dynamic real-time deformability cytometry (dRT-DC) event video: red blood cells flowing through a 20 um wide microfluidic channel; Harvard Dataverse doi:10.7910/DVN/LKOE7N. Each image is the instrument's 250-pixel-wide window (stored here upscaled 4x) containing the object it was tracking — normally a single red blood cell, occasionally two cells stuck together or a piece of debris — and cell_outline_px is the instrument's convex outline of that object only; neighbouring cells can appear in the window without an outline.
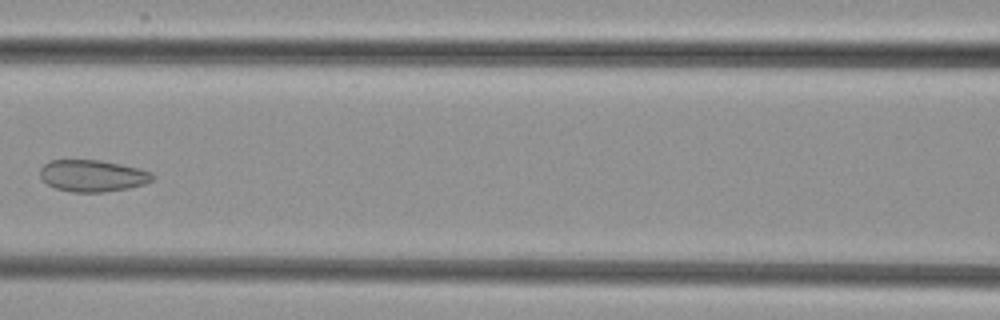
{"species": "common noctule bat (a hibernating species)", "species_latin": "Nyctalus noctula", "temperature_condition": "cold", "stored_images_in_passage": 7, "camera_frame_rate_fps": 3000, "um_per_image_px": 0.085, "animal": {"sex": "female", "body_mass_g": 29.2, "forearm_length_mm": 56.3}, "frame": {"image": 1, "passage_image": 6, "time_ms": 7.0, "image_size_px": [1000, 320], "cell_outline_px": [[156, 176], [152, 180], [144, 184], [128, 188], [104, 192], [72, 192], [56, 188], [48, 184], [40, 176], [40, 168], [44, 164], [52, 160], [100, 160], [140, 168], [152, 172]], "centroid_in_image_um": [7.9, 14.93], "position_along_channel_um": 158.7, "area_um2": 20.81}}
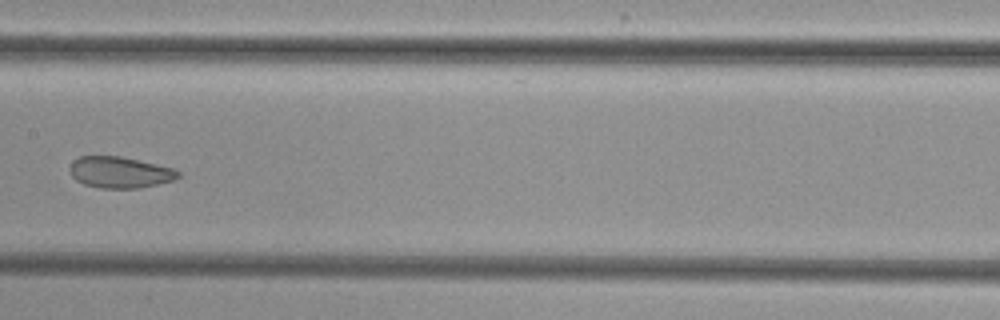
{"frame": {"image": 2, "passage_image": 7, "time_ms": 8.0, "image_size_px": [1000, 320], "cell_outline_px": [[180, 176], [172, 180], [156, 184], [136, 188], [100, 188], [84, 184], [76, 180], [68, 172], [68, 168], [72, 160], [80, 156], [120, 156], [156, 164], [172, 168], [180, 172]], "centroid_in_image_um": [10.12, 14.64], "position_along_channel_um": 197.3, "area_um2": 19.71}}